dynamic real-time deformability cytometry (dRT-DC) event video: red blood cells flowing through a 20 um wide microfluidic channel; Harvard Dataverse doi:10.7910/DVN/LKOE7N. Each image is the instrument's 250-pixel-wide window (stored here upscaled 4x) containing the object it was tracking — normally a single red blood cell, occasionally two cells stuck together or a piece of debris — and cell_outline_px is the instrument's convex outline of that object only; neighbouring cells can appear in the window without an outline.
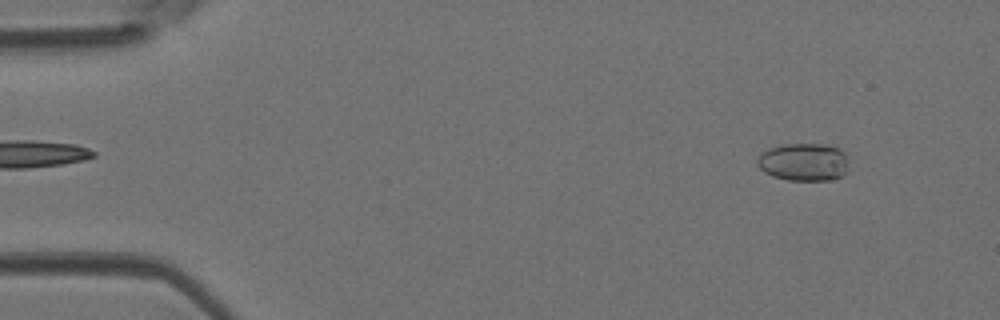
{"species": "Egyptian fruit bat (a non-hibernating species)", "species_latin": "Rousettus aegyptiacus", "temperature_condition": "room temperature", "stored_images_in_passage": 45, "camera_frame_rate_fps": 3000, "um_per_image_px": 0.085, "animal": {"sex": "female"}, "frame": {"image": 1, "passage_image": 4, "time_ms": 1.0, "image_size_px": [1000, 320], "cell_outline_px": [[848, 160], [844, 172], [840, 176], [832, 180], [788, 180], [772, 176], [764, 172], [756, 164], [756, 160], [760, 152], [768, 148], [784, 144], [824, 144], [840, 148], [844, 152]], "centroid_in_image_um": [68.27, 13.76], "position_along_channel_um": 16.7, "area_um2": 20.29}}
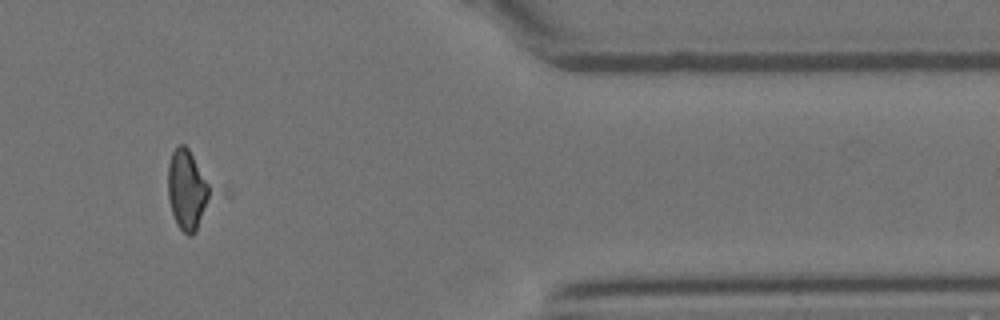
{"frame": {"image": 2, "passage_image": 38, "time_ms": 12.333, "image_size_px": [1000, 320], "cell_outline_px": [[212, 196], [196, 232], [192, 236], [188, 236], [176, 224], [172, 212], [168, 196], [168, 164], [172, 152], [180, 144], [184, 144], [188, 148], [208, 184]], "centroid_in_image_um": [15.9, 16.19], "position_along_channel_um": 395.5, "area_um2": 19.48}}
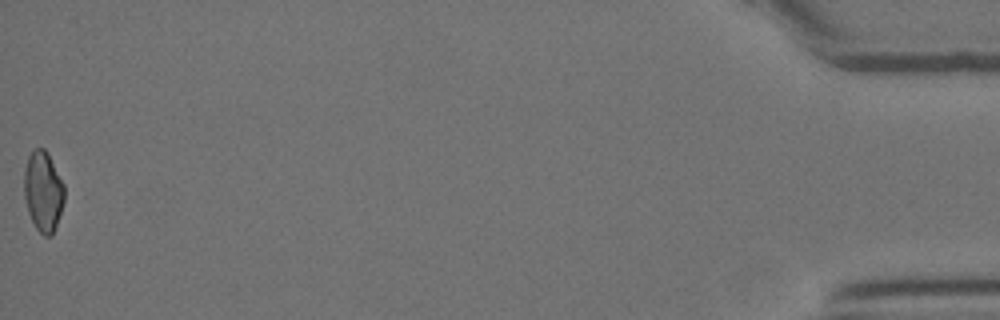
{"frame": {"image": 3, "passage_image": 45, "time_ms": 14.667, "image_size_px": [1000, 320], "cell_outline_px": [[64, 200], [52, 236], [44, 236], [36, 228], [28, 212], [24, 196], [24, 168], [28, 156], [36, 148], [44, 148], [48, 152], [64, 184]], "centroid_in_image_um": [3.66, 16.24], "position_along_channel_um": 431.5, "area_um2": 18.79}}